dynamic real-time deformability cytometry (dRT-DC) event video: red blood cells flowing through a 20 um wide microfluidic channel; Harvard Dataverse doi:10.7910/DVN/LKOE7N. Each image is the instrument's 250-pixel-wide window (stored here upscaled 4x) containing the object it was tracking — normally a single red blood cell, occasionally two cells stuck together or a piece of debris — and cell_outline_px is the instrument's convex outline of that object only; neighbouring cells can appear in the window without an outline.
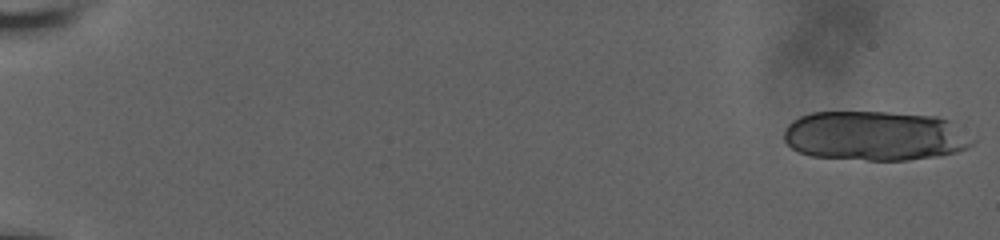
{"species": "human", "species_latin": "Homo sapiens", "temperature_condition": "room temperature", "stored_images_in_passage": 21, "camera_frame_rate_fps": 3000, "um_per_image_px": 0.085, "donor": {"sex": "male"}, "frame": {"image": 1, "passage_image": 1, "time_ms": 0.0, "image_size_px": [1000, 240], "cell_outline_px": [[976, 140], [972, 144], [956, 152], [936, 156], [908, 160], [868, 160], [812, 156], [800, 152], [792, 148], [784, 140], [784, 132], [788, 124], [792, 120], [800, 116], [812, 112], [888, 112], [936, 116], [948, 120]], "centroid_in_image_um": [74.35, 11.54], "position_along_channel_um": 10.6, "area_um2": 54.45}}
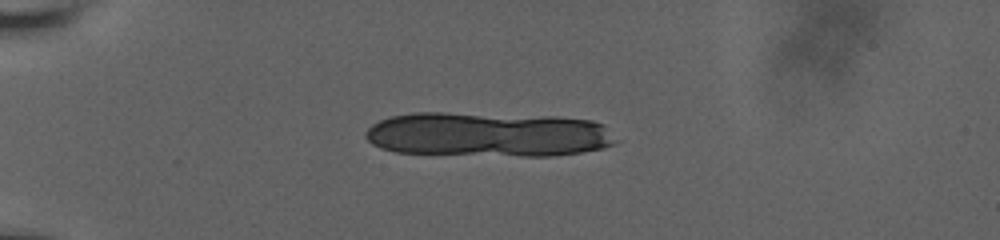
{"frame": {"image": 2, "passage_image": 16, "time_ms": 5.0, "image_size_px": [1000, 240], "cell_outline_px": [[616, 140], [612, 144], [604, 148], [580, 152], [552, 156], [520, 156], [396, 152], [380, 148], [372, 144], [364, 136], [364, 132], [372, 124], [388, 116], [412, 112], [444, 112], [556, 116], [592, 120], [604, 124]], "centroid_in_image_um": [41.46, 11.41], "position_along_channel_um": 43.5, "area_um2": 65.72}}